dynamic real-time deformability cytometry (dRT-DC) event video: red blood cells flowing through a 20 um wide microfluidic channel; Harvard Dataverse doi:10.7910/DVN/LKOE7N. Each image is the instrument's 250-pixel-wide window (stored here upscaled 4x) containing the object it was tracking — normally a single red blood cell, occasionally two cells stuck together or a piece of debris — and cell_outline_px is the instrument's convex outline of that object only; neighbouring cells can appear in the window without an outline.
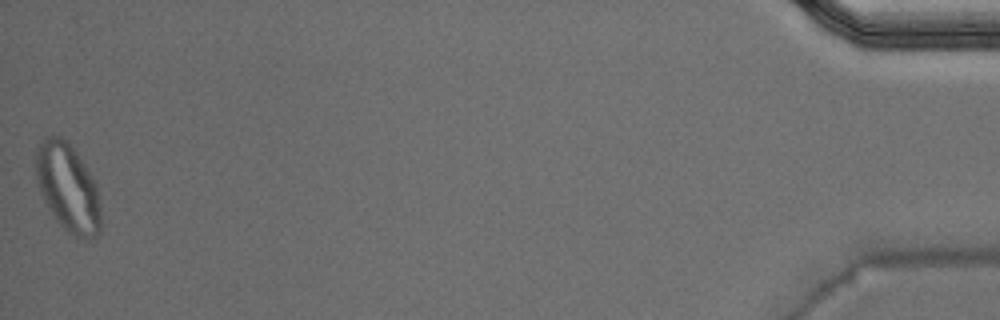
{"species": "Egyptian fruit bat (a non-hibernating species)", "species_latin": "Rousettus aegyptiacus", "temperature_condition": "warm", "stored_images_in_passage": 51, "segment_of_instrument_passage": [2, 2], "camera_frame_rate_fps": 3000, "um_per_image_px": 0.085, "animal": {"sex": "male"}, "frame": {"image": 1, "passage_image": 51, "time_ms": 16.667, "image_size_px": [1000, 320], "cell_outline_px": [[100, 232], [96, 236], [88, 240], [76, 236], [68, 232], [60, 224], [44, 200], [40, 192], [36, 180], [36, 148], [40, 140], [44, 136], [60, 136], [68, 140], [92, 176], [96, 184], [100, 204]], "centroid_in_image_um": [5.77, 15.91], "position_along_channel_um": 429.4, "area_um2": 33.35}}